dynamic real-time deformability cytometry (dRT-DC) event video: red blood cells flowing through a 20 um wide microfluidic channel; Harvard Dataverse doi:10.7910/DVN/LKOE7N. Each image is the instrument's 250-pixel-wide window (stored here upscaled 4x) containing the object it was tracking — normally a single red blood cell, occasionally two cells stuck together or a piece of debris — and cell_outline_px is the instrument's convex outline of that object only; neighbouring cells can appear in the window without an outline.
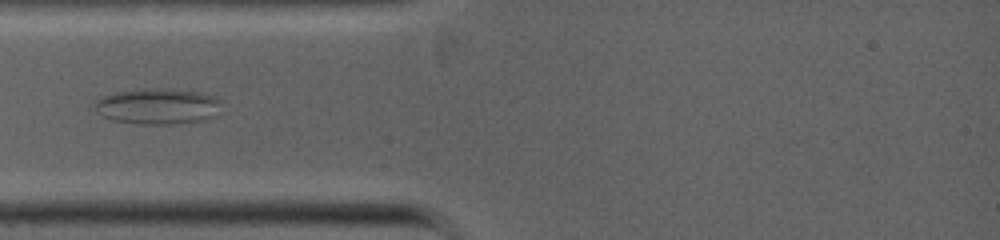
{"species": "common noctule bat (a hibernating species)", "species_latin": "Nyctalus noctula", "temperature_condition": "warm", "stored_images_in_passage": 8, "camera_frame_rate_fps": 5000, "um_per_image_px": 0.085, "animal": {"sex": "female", "body_mass_g": 19.0, "forearm_length_mm": 53.3}, "frame": {"image": 1, "passage_image": 4, "time_ms": 2.4, "image_size_px": [1000, 240], "cell_outline_px": [[220, 100], [216, 116], [204, 120], [168, 124], [140, 124], [112, 120], [100, 116], [96, 112], [92, 104], [100, 96], [116, 92], [144, 88], [156, 88], [200, 92], [216, 96]], "centroid_in_image_um": [13.34, 9.03], "position_along_channel_um": 71.7, "area_um2": 26.7}}
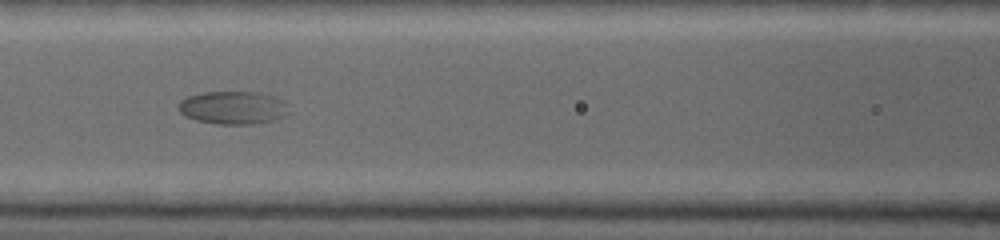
{"frame": {"image": 2, "passage_image": 6, "time_ms": 4.0, "image_size_px": [1000, 240], "cell_outline_px": [[288, 112], [284, 116], [276, 120], [256, 124], [216, 124], [196, 120], [184, 116], [176, 108], [180, 100], [188, 96], [204, 92], [260, 92], [276, 96], [284, 100]], "centroid_in_image_um": [19.8, 9.15], "position_along_channel_um": 146.8, "area_um2": 21.56}}
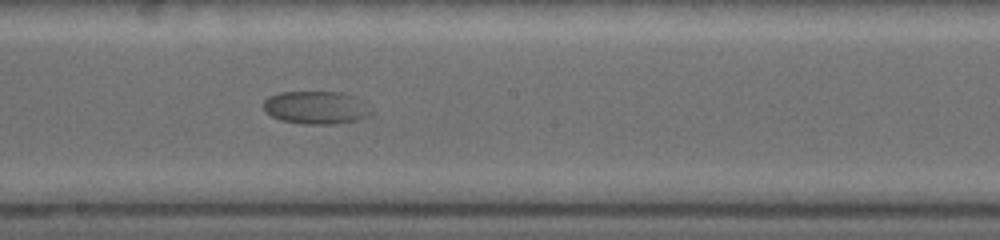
{"frame": {"image": 3, "passage_image": 8, "time_ms": 5.6, "image_size_px": [1000, 240], "cell_outline_px": [[372, 112], [368, 116], [356, 120], [336, 124], [304, 124], [280, 120], [264, 112], [264, 100], [268, 96], [280, 92], [344, 92], [364, 100]], "centroid_in_image_um": [26.87, 9.14], "position_along_channel_um": 221.3, "area_um2": 20.87}}